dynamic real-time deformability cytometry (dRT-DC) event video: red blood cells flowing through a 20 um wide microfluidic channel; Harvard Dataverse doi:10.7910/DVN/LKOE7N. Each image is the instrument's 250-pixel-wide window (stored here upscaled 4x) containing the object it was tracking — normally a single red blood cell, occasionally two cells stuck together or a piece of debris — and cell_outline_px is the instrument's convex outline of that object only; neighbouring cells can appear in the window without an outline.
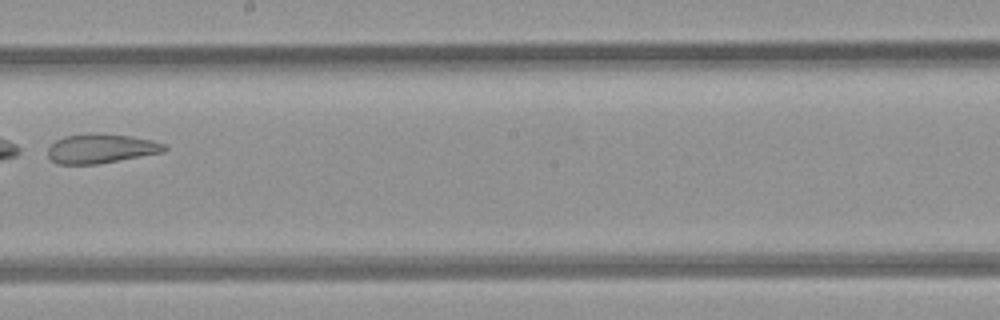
{"species": "common noctule bat (a hibernating species)", "species_latin": "Nyctalus noctula", "temperature_condition": "room temperature", "stored_images_in_passage": 6, "camera_frame_rate_fps": 3000, "um_per_image_px": 0.085, "animal": {"sex": "female", "body_mass_g": 21.9}, "frame": {"image": 1, "passage_image": 5, "time_ms": 1.333, "image_size_px": [1000, 320], "cell_outline_px": [[168, 148], [164, 152], [96, 164], [56, 164], [48, 156], [48, 148], [56, 140], [64, 136], [88, 132], [92, 132], [132, 136], [152, 140], [164, 144]], "centroid_in_image_um": [8.57, 12.61], "position_along_channel_um": 239.6, "area_um2": 20.06}}
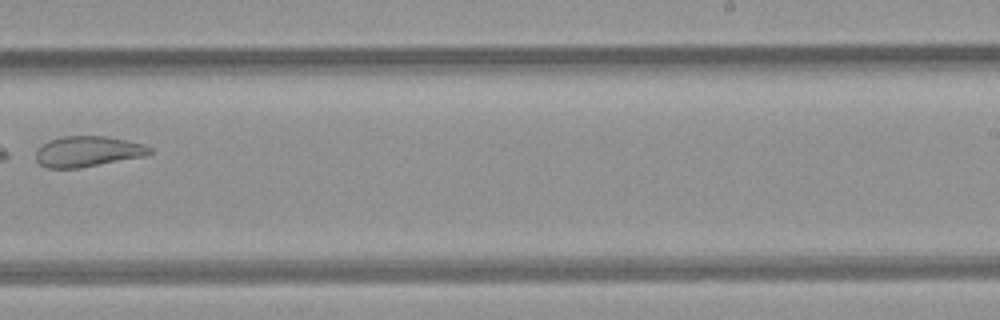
{"frame": {"image": 2, "passage_image": 6, "time_ms": 1.667, "image_size_px": [1000, 320], "cell_outline_px": [[152, 152], [144, 156], [76, 168], [48, 168], [40, 164], [36, 160], [36, 152], [48, 140], [64, 136], [104, 136], [128, 140], [144, 144], [152, 148]], "centroid_in_image_um": [7.47, 12.86], "position_along_channel_um": 281.5, "area_um2": 20.06}}